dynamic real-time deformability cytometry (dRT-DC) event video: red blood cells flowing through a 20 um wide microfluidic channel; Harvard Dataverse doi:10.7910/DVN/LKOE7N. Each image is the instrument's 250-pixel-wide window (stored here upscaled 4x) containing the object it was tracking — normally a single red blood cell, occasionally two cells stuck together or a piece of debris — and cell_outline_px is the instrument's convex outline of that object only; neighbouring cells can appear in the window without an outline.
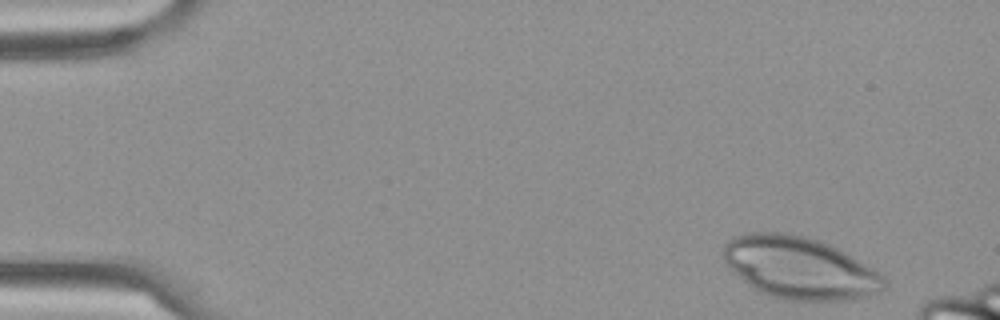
{"species": "Egyptian fruit bat (a non-hibernating species)", "species_latin": "Rousettus aegyptiacus", "temperature_condition": "cold", "stored_images_in_passage": 4, "camera_frame_rate_fps": 3000, "um_per_image_px": 0.085, "frame": {"image": 1, "passage_image": 1, "time_ms": 0.0, "image_size_px": [1000, 320], "cell_outline_px": [[888, 284], [880, 292], [872, 296], [848, 300], [788, 300], [772, 296], [760, 292], [752, 288], [728, 268], [724, 260], [724, 244], [732, 236], [748, 232], [784, 232], [804, 236], [820, 240], [844, 252], [880, 272], [884, 276]], "centroid_in_image_um": [67.97, 22.77], "position_along_channel_um": 17.0, "area_um2": 58.49}}